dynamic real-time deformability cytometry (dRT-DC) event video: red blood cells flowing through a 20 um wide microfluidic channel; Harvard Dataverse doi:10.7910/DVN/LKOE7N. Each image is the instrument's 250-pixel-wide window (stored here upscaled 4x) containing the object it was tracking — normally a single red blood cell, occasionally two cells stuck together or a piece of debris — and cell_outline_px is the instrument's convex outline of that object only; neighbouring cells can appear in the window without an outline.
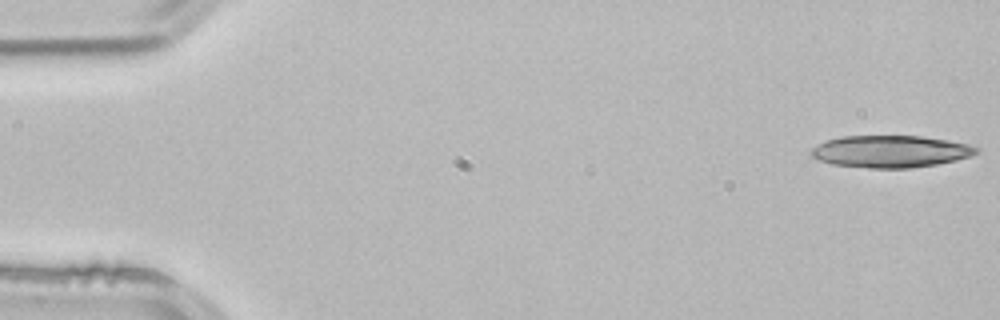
{"species": "common noctule bat (a hibernating species)", "species_latin": "Nyctalus noctula", "temperature_condition": "room temperature", "stored_images_in_passage": 4, "camera_frame_rate_fps": 3000, "um_per_image_px": 0.085, "animal": {"sex": "male", "body_mass_g": 21.5, "forearm_length_mm": 52.0}, "frame": {"image": 1, "passage_image": 1, "time_ms": 0.0, "image_size_px": [1000, 320], "cell_outline_px": [[980, 152], [956, 160], [936, 164], [908, 168], [868, 168], [832, 164], [820, 160], [812, 156], [808, 152], [812, 148], [828, 140], [840, 136], [920, 136], [948, 140], [968, 144], [980, 148]], "centroid_in_image_um": [75.7, 12.87], "position_along_channel_um": 9.3, "area_um2": 30.75}}